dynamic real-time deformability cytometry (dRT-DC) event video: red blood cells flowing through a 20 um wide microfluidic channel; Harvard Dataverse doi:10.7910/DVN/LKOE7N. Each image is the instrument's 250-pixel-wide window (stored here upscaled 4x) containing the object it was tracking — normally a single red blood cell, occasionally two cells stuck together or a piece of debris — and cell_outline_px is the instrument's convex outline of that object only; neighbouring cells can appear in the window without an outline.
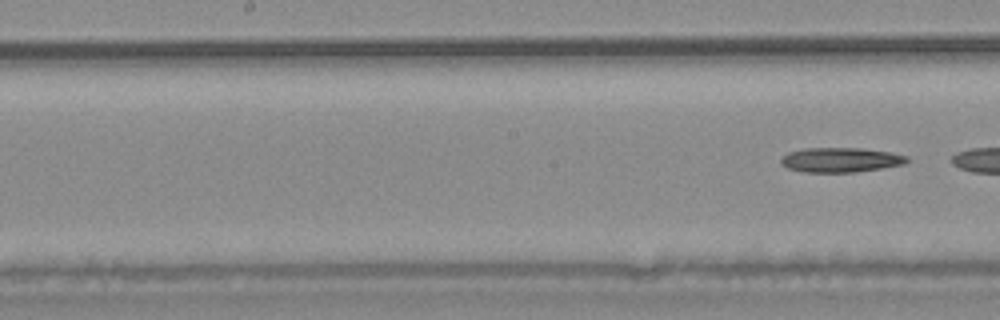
{"species": "common noctule bat (a hibernating species)", "species_latin": "Nyctalus noctula", "temperature_condition": "warm", "stored_images_in_passage": 5, "segment_of_instrument_passage": [2, 2], "camera_frame_rate_fps": 3000, "um_per_image_px": 0.085, "animal": {"sex": "male", "body_mass_g": 20.4}, "frame": {"image": 1, "passage_image": 5, "time_ms": 5.0, "image_size_px": [1000, 320], "cell_outline_px": [[908, 160], [904, 164], [856, 172], [804, 172], [788, 168], [780, 164], [780, 160], [788, 152], [804, 148], [860, 148], [888, 152], [908, 156]], "centroid_in_image_um": [71.42, 13.59], "position_along_channel_um": 176.8, "area_um2": 17.98}}